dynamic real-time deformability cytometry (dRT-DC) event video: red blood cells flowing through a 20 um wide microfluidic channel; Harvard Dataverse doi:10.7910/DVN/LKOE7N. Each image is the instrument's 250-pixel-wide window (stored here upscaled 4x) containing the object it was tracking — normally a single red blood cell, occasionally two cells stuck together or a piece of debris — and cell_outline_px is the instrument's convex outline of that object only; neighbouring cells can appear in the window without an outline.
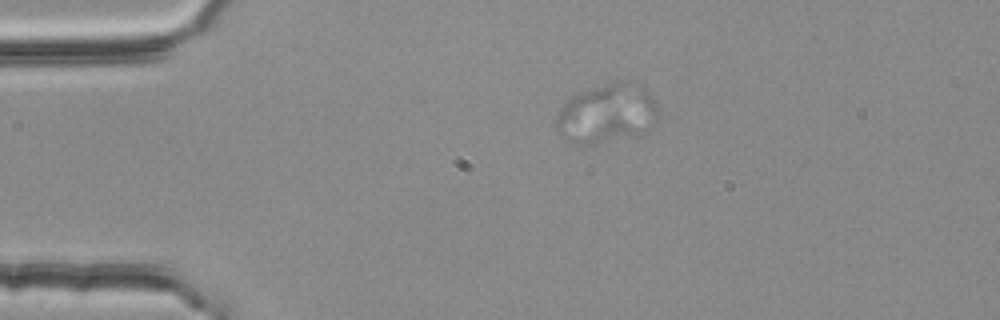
{"species": "common noctule bat (a hibernating species)", "species_latin": "Nyctalus noctula", "temperature_condition": "room temperature", "stored_images_in_passage": 2, "camera_frame_rate_fps": 3000, "um_per_image_px": 0.085, "animal": {"sex": "female", "body_mass_g": 25.1}, "frame": {"image": 1, "passage_image": 1, "time_ms": 0.0, "image_size_px": [1000, 320], "cell_outline_px": [[660, 116], [652, 128], [648, 132], [580, 144], [568, 144], [560, 136], [556, 124], [556, 116], [560, 108], [572, 96], [580, 92], [616, 80], [632, 76], [644, 84], [652, 96], [660, 112]], "centroid_in_image_um": [51.66, 9.56], "position_along_channel_um": 33.3, "area_um2": 35.89}}